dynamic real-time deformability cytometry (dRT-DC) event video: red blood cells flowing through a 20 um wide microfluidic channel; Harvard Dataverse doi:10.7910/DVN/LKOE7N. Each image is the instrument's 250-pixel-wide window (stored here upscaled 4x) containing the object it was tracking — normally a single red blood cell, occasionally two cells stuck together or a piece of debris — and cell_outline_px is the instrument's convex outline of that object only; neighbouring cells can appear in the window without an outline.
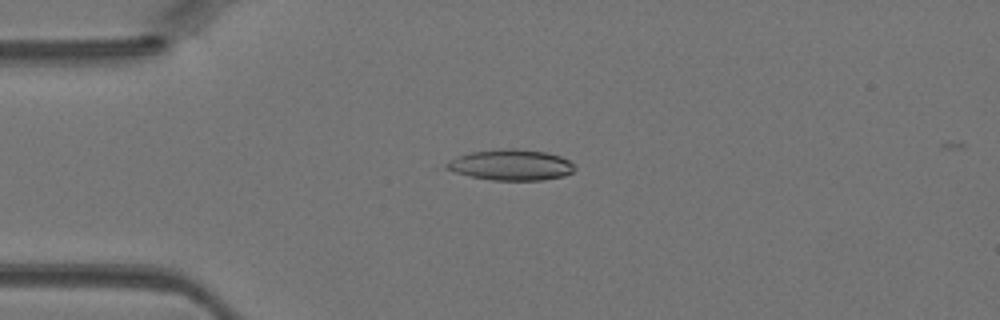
{"species": "Egyptian fruit bat (a non-hibernating species)", "species_latin": "Rousettus aegyptiacus", "temperature_condition": "warm", "stored_images_in_passage": 43, "camera_frame_rate_fps": 3000, "um_per_image_px": 0.085, "animal": {"sex": "female"}, "frame": {"image": 1, "passage_image": 9, "time_ms": 2.667, "image_size_px": [1000, 320], "cell_outline_px": [[576, 168], [572, 172], [564, 176], [540, 180], [492, 180], [472, 176], [456, 172], [440, 164], [448, 160], [472, 152], [504, 148], [516, 148], [548, 152], [560, 156], [568, 160]], "centroid_in_image_um": [43.44, 14.01], "position_along_channel_um": 41.6, "area_um2": 22.95}}
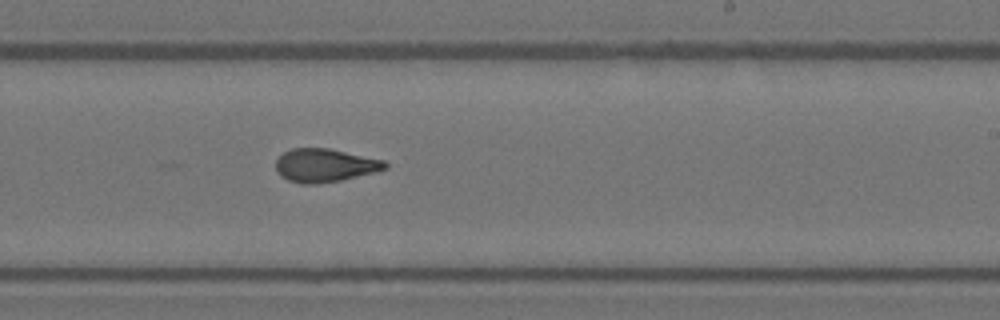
{"frame": {"image": 2, "passage_image": 25, "time_ms": 8.0, "image_size_px": [1000, 320], "cell_outline_px": [[388, 168], [376, 172], [340, 180], [316, 184], [300, 184], [288, 180], [280, 176], [276, 172], [276, 160], [284, 152], [292, 148], [328, 148], [384, 160], [388, 164]], "centroid_in_image_um": [27.6, 14.06], "position_along_channel_um": 261.4, "area_um2": 21.27}}
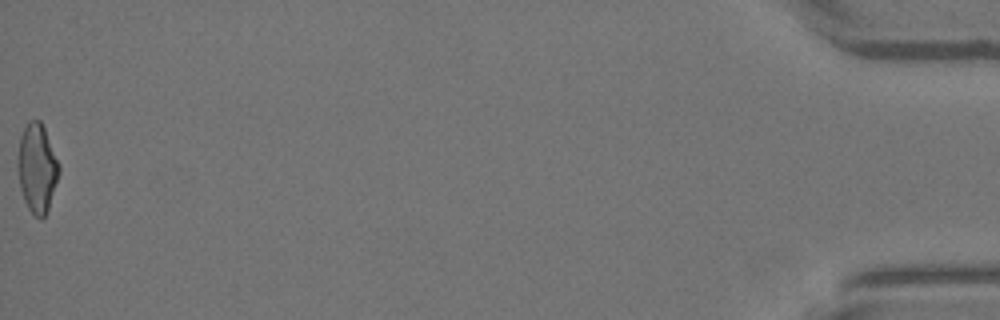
{"frame": {"image": 3, "passage_image": 43, "time_ms": 14.0, "image_size_px": [1000, 320], "cell_outline_px": [[60, 172], [48, 208], [44, 216], [40, 220], [28, 208], [24, 200], [20, 188], [16, 168], [16, 160], [20, 136], [28, 120], [40, 120], [44, 128], [60, 164]], "centroid_in_image_um": [3.13, 14.27], "position_along_channel_um": 432.1, "area_um2": 21.56}}